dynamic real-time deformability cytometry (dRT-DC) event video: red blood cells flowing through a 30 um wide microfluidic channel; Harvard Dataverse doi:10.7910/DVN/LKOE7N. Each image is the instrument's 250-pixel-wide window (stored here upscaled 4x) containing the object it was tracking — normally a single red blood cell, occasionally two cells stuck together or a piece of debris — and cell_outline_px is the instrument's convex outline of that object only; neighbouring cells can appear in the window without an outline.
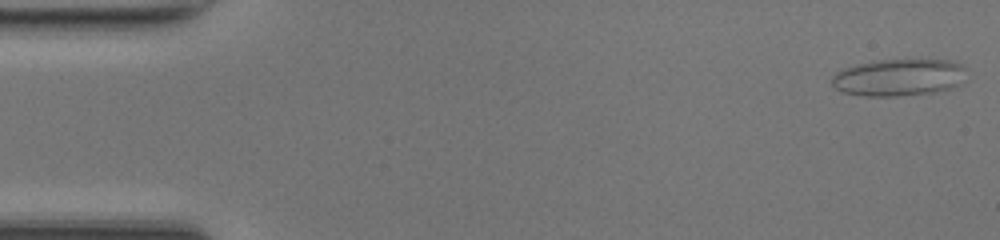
{"species": "common noctule bat (a hibernating species)", "species_latin": "Nyctalus noctula", "temperature_condition": "room temperature", "stored_images_in_passage": 49, "camera_frame_rate_fps": 3000, "um_per_image_px": 0.085, "animal": {"sex": "female", "body_mass_g": 17.0, "forearm_length_mm": 48.0}, "frame": {"image": 1, "passage_image": 1, "time_ms": 0.0, "image_size_px": [1000, 240], "cell_outline_px": [[968, 68], [960, 84], [952, 88], [936, 92], [896, 96], [864, 96], [840, 92], [832, 84], [832, 76], [836, 72], [844, 68], [856, 64], [872, 60], [948, 60], [964, 64]], "centroid_in_image_um": [76.41, 6.58], "position_along_channel_um": 8.6, "area_um2": 29.42}}
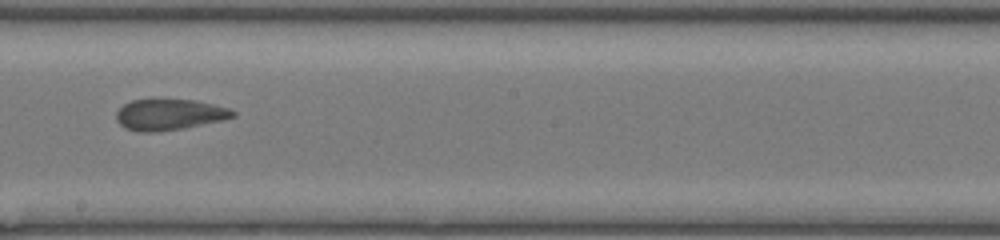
{"frame": {"image": 2, "passage_image": 27, "time_ms": 8.667, "image_size_px": [1000, 240], "cell_outline_px": [[236, 116], [224, 120], [184, 128], [156, 132], [144, 132], [124, 128], [116, 120], [116, 112], [124, 104], [132, 100], [196, 100], [228, 108], [236, 112]], "centroid_in_image_um": [14.4, 9.75], "position_along_channel_um": 233.8, "area_um2": 20.98}}
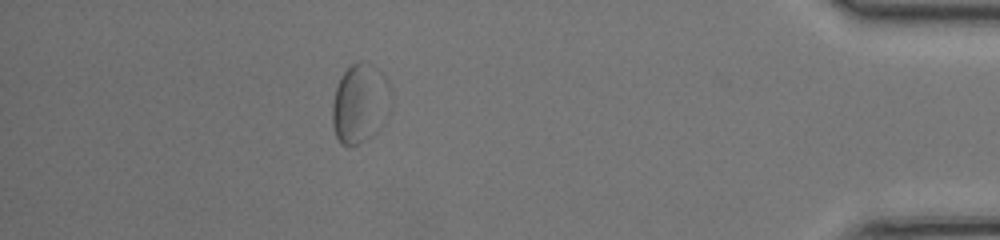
{"frame": {"image": 3, "passage_image": 43, "time_ms": 14.0, "image_size_px": [1000, 240], "cell_outline_px": [[392, 104], [372, 132], [364, 140], [356, 144], [340, 144], [336, 136], [332, 124], [332, 100], [340, 76], [352, 64], [360, 60], [364, 60], [372, 64], [388, 80], [392, 92]], "centroid_in_image_um": [30.57, 8.7], "position_along_channel_um": 404.6, "area_um2": 26.7}, "authors_computed_cell_mechanics": {"area_um2": 22.0218, "velocity_mm_per_s": 4.1992, "shape_relaxation_time_tau1_ms": null, "shape_relaxation_time_tau2_ms": 1.6867, "deformation_change_tau1": null, "deformation_change_tau2": 0.0616}}